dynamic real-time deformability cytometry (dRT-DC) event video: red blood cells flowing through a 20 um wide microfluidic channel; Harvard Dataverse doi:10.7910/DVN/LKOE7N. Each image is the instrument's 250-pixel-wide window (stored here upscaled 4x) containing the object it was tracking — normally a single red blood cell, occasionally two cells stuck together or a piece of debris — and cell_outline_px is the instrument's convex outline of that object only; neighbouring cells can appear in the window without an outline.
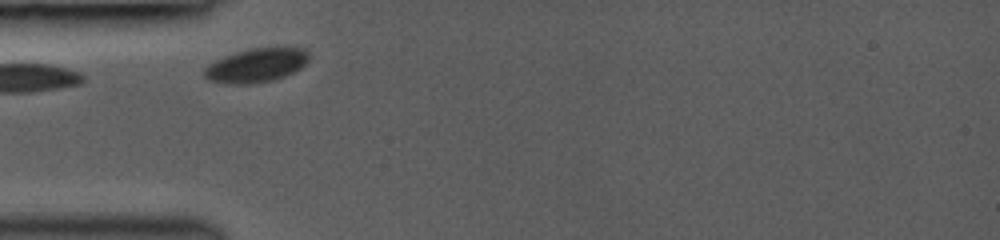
{"species": "common noctule bat (a hibernating species)", "species_latin": "Nyctalus noctula", "temperature_condition": "room temperature", "stored_images_in_passage": 3, "camera_frame_rate_fps": 3000, "um_per_image_px": 0.085, "animal": {"sex": "female", "body_mass_g": 19.0, "forearm_length_mm": 53.3}, "frame": {"image": 1, "passage_image": 1, "time_ms": 0.0, "image_size_px": [1000, 240], "cell_outline_px": [[308, 60], [300, 68], [284, 76], [272, 80], [252, 84], [228, 84], [208, 80], [204, 76], [204, 68], [208, 64], [216, 60], [236, 52], [248, 48], [304, 48], [308, 52]], "centroid_in_image_um": [21.75, 5.56], "position_along_channel_um": 63.3, "area_um2": 20.52}}